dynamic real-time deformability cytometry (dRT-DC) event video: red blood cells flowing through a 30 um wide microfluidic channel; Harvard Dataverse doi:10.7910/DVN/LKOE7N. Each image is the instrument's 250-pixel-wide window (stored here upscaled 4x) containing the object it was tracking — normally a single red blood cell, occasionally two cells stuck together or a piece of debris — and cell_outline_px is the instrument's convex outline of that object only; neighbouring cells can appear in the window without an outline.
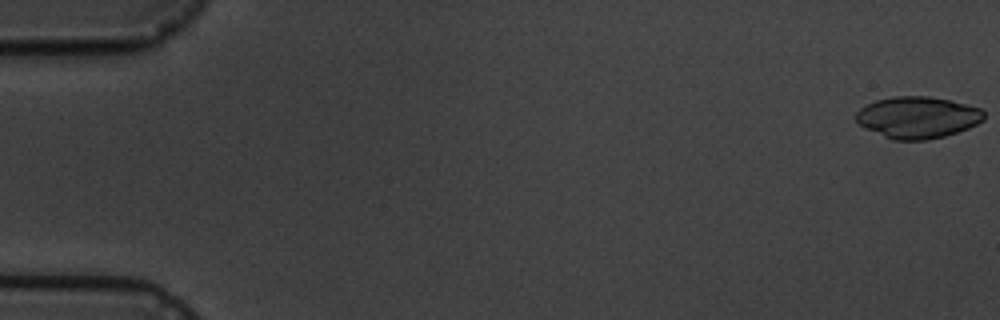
{"species": "common noctule bat (a hibernating species)", "species_latin": "Nyctalus noctula", "temperature_condition": "cold", "stored_images_in_passage": 10, "camera_frame_rate_fps": 3000, "um_per_image_px": 0.085, "animal": {"sex": "male", "body_mass_g": 19.5, "forearm_length_mm": 54.6}, "frame": {"image": 1, "passage_image": 1, "time_ms": 0.0, "image_size_px": [1000, 320], "cell_outline_px": [[984, 120], [968, 128], [944, 136], [928, 140], [892, 140], [864, 128], [856, 120], [856, 112], [860, 108], [876, 100], [892, 96], [928, 96], [948, 100], [980, 108], [984, 112]], "centroid_in_image_um": [77.97, 9.98], "position_along_channel_um": 7.0, "area_um2": 30.98}}